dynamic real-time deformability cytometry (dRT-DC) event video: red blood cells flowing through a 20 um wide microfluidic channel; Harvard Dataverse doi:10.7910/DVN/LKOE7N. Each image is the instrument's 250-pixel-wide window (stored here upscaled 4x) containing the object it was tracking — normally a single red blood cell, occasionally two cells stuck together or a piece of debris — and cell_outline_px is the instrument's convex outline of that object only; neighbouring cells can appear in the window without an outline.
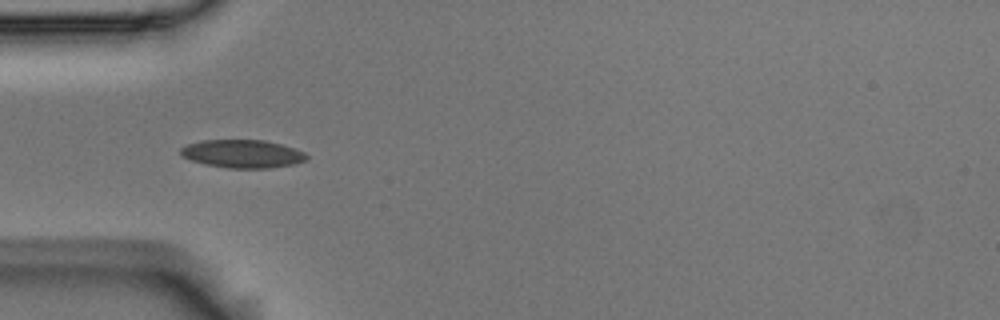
{"species": "Egyptian fruit bat (a non-hibernating species)", "species_latin": "Rousettus aegyptiacus", "temperature_condition": "room temperature", "stored_images_in_passage": 12, "camera_frame_rate_fps": 3000, "um_per_image_px": 0.085, "animal": {"sex": "male"}, "frame": {"image": 1, "passage_image": 2, "time_ms": 0.333, "image_size_px": [1000, 320], "cell_outline_px": [[308, 156], [304, 160], [292, 164], [268, 168], [228, 168], [208, 164], [192, 160], [180, 156], [180, 148], [188, 144], [200, 140], [264, 140], [280, 144], [304, 152]], "centroid_in_image_um": [20.57, 13.06], "position_along_channel_um": 64.4, "area_um2": 20.35}}
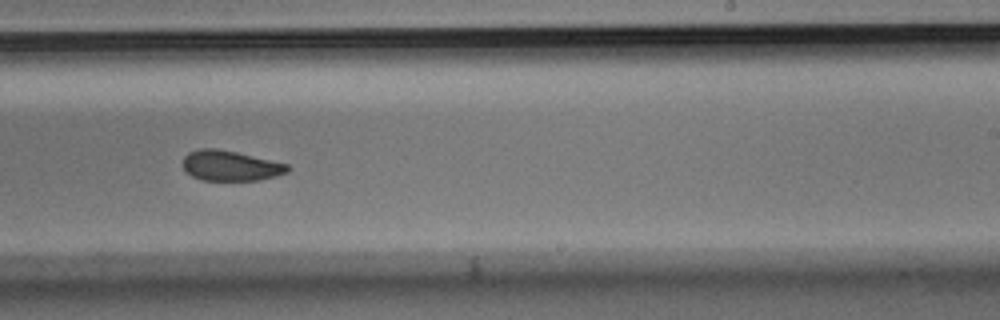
{"frame": {"image": 2, "passage_image": 7, "time_ms": 2.0, "image_size_px": [1000, 320], "cell_outline_px": [[288, 172], [276, 176], [256, 180], [200, 180], [192, 176], [184, 168], [184, 156], [188, 152], [200, 148], [216, 148], [236, 152], [288, 164]], "centroid_in_image_um": [19.57, 14.08], "position_along_channel_um": 269.4, "area_um2": 18.26}}
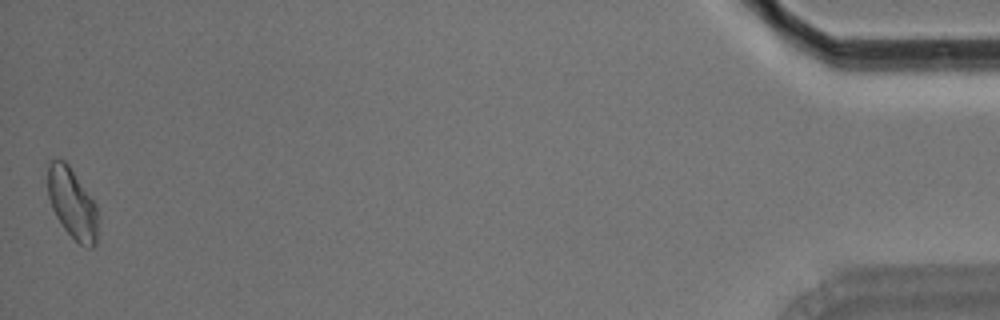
{"frame": {"image": 3, "passage_image": 12, "time_ms": 3.667, "image_size_px": [1000, 320], "cell_outline_px": [[96, 244], [92, 248], [88, 248], [80, 244], [64, 228], [56, 216], [52, 208], [48, 196], [48, 164], [52, 160], [64, 160], [68, 164], [96, 204]], "centroid_in_image_um": [6.12, 17.28], "position_along_channel_um": 429.1, "area_um2": 20.11}}